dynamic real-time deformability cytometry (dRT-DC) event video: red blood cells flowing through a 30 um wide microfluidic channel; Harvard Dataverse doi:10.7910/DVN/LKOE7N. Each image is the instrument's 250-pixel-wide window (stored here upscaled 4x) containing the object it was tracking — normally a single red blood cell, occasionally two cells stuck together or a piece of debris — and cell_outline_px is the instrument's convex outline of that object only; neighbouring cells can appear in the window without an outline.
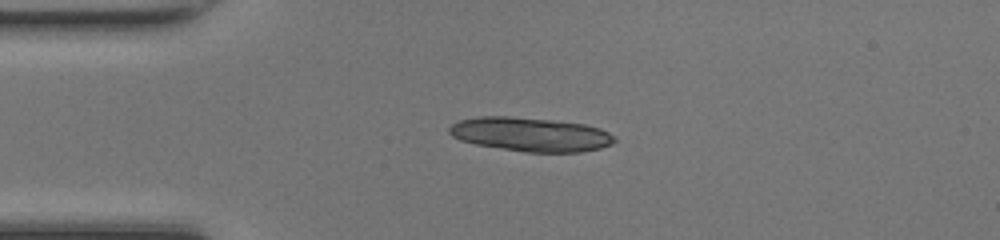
{"species": "common noctule bat (a hibernating species)", "species_latin": "Nyctalus noctula", "temperature_condition": "room temperature", "stored_images_in_passage": 38, "camera_frame_rate_fps": 3000, "um_per_image_px": 0.085, "animal": {"sex": "female", "body_mass_g": 17.0, "forearm_length_mm": 48.0}, "frame": {"image": 1, "passage_image": 1, "time_ms": 0.0, "image_size_px": [1000, 240], "cell_outline_px": [[616, 140], [612, 144], [600, 148], [580, 152], [528, 152], [476, 144], [460, 140], [452, 136], [448, 132], [448, 128], [452, 124], [460, 120], [480, 116], [508, 116], [552, 120], [584, 124], [600, 128], [608, 132]], "centroid_in_image_um": [45.09, 11.42], "position_along_channel_um": 39.9, "area_um2": 32.54}}
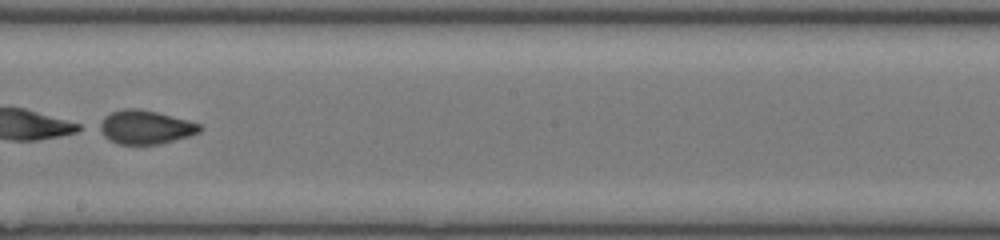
{"frame": {"image": 2, "passage_image": 17, "time_ms": 5.333, "image_size_px": [1000, 240], "cell_outline_px": [[204, 128], [200, 132], [188, 136], [160, 144], [116, 144], [108, 140], [96, 128], [96, 124], [104, 116], [112, 112], [124, 108], [136, 108], [156, 112], [188, 120], [200, 124]], "centroid_in_image_um": [12.3, 10.81], "position_along_channel_um": 235.9, "area_um2": 19.94}}